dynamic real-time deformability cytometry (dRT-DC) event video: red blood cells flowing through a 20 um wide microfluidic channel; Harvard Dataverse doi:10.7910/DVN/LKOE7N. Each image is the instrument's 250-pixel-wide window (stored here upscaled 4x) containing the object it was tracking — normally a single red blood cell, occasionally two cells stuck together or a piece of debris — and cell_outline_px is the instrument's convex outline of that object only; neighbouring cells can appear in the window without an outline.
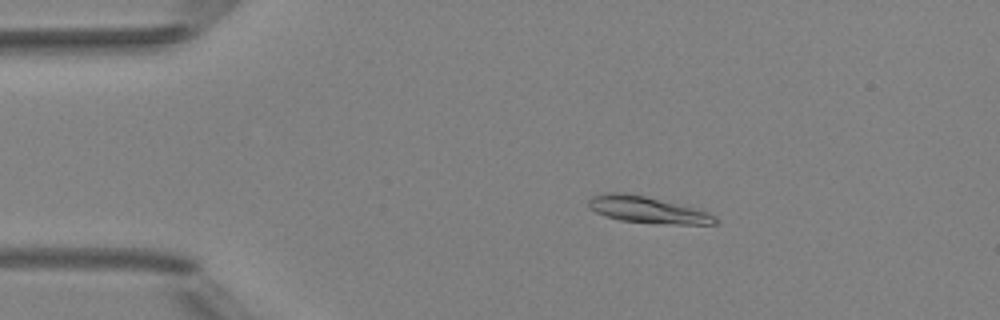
{"species": "Egyptian fruit bat (a non-hibernating species)", "species_latin": "Rousettus aegyptiacus", "temperature_condition": "room temperature", "stored_images_in_passage": 4, "camera_frame_rate_fps": 3000, "um_per_image_px": 0.085, "animal": {"sex": "female"}, "frame": {"image": 1, "passage_image": 2, "time_ms": 1.0, "image_size_px": [1000, 320], "cell_outline_px": [[716, 224], [676, 224], [620, 220], [604, 216], [588, 208], [588, 200], [592, 196], [608, 192], [620, 192], [644, 196], [708, 212], [716, 220]], "centroid_in_image_um": [54.93, 17.82], "position_along_channel_um": 30.1, "area_um2": 19.02}}
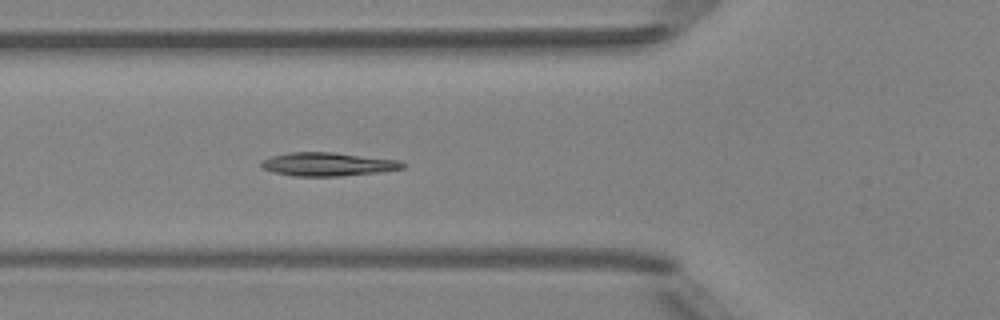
{"frame": {"image": 2, "passage_image": 4, "time_ms": 4.0, "image_size_px": [1000, 320], "cell_outline_px": [[404, 168], [380, 172], [340, 176], [292, 176], [272, 172], [264, 168], [260, 164], [264, 160], [272, 156], [288, 152], [332, 152], [400, 160], [404, 164]], "centroid_in_image_um": [27.87, 13.96], "position_along_channel_um": 97.9, "area_um2": 19.31}}